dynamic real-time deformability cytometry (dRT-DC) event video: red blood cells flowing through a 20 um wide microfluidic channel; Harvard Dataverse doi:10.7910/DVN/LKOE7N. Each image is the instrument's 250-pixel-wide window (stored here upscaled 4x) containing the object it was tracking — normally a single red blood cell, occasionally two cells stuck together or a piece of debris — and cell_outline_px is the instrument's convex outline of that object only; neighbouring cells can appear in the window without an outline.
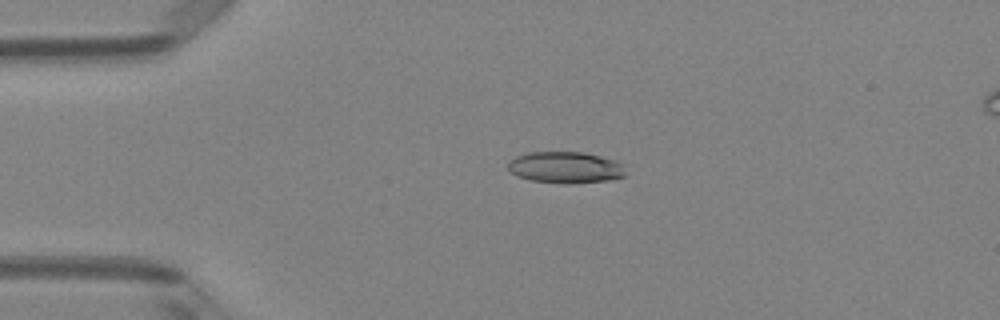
{"species": "Egyptian fruit bat (a non-hibernating species)", "species_latin": "Rousettus aegyptiacus", "temperature_condition": "room temperature", "stored_images_in_passage": 6, "camera_frame_rate_fps": 3000, "um_per_image_px": 0.085, "animal": {"sex": "female"}, "frame": {"image": 1, "passage_image": 4, "time_ms": 1.0, "image_size_px": [1000, 320], "cell_outline_px": [[624, 176], [608, 180], [572, 184], [568, 184], [532, 180], [520, 176], [512, 172], [508, 168], [508, 160], [516, 156], [528, 152], [584, 152], [616, 160], [624, 164]], "centroid_in_image_um": [48.08, 14.22], "position_along_channel_um": 36.9, "area_um2": 21.56}}